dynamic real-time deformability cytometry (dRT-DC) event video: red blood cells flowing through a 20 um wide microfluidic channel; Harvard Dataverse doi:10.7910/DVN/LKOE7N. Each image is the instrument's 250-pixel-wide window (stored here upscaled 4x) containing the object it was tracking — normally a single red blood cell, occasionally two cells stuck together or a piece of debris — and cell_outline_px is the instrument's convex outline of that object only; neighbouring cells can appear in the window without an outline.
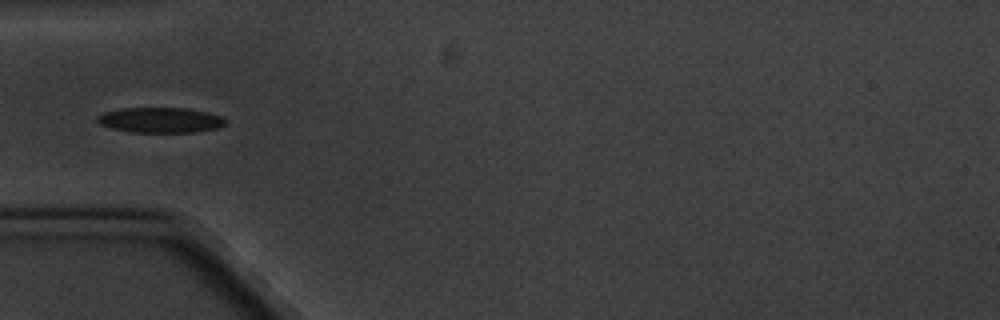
{"species": "common noctule bat (a hibernating species)", "species_latin": "Nyctalus noctula", "temperature_condition": "cold", "stored_images_in_passage": 7, "camera_frame_rate_fps": 3000, "um_per_image_px": 0.085, "animal": {"sex": "male", "body_mass_g": 20.1, "forearm_length_mm": 53.5}, "frame": {"image": 1, "passage_image": 6, "time_ms": 6.0, "image_size_px": [1000, 320], "cell_outline_px": [[228, 124], [216, 128], [196, 132], [132, 132], [112, 128], [100, 124], [96, 120], [96, 116], [104, 112], [120, 108], [184, 108], [208, 112], [224, 116], [228, 120]], "centroid_in_image_um": [13.68, 10.2], "position_along_channel_um": 71.3, "area_um2": 19.07}}